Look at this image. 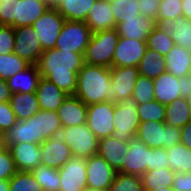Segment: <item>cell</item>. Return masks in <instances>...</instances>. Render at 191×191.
Instances as JSON below:
<instances>
[{
    "label": "cell",
    "instance_id": "1",
    "mask_svg": "<svg viewBox=\"0 0 191 191\" xmlns=\"http://www.w3.org/2000/svg\"><path fill=\"white\" fill-rule=\"evenodd\" d=\"M85 64L84 55L56 48L43 51L37 64L41 77L53 82L68 95L77 89L78 72Z\"/></svg>",
    "mask_w": 191,
    "mask_h": 191
},
{
    "label": "cell",
    "instance_id": "2",
    "mask_svg": "<svg viewBox=\"0 0 191 191\" xmlns=\"http://www.w3.org/2000/svg\"><path fill=\"white\" fill-rule=\"evenodd\" d=\"M74 95L87 106L102 102L118 103V96L111 83L110 68L85 63L78 72L77 89Z\"/></svg>",
    "mask_w": 191,
    "mask_h": 191
},
{
    "label": "cell",
    "instance_id": "3",
    "mask_svg": "<svg viewBox=\"0 0 191 191\" xmlns=\"http://www.w3.org/2000/svg\"><path fill=\"white\" fill-rule=\"evenodd\" d=\"M119 37L116 28L92 34L84 53L85 63L108 68L113 67V55Z\"/></svg>",
    "mask_w": 191,
    "mask_h": 191
},
{
    "label": "cell",
    "instance_id": "4",
    "mask_svg": "<svg viewBox=\"0 0 191 191\" xmlns=\"http://www.w3.org/2000/svg\"><path fill=\"white\" fill-rule=\"evenodd\" d=\"M135 136L148 147L167 149L180 142V128L164 122L145 121L140 122Z\"/></svg>",
    "mask_w": 191,
    "mask_h": 191
},
{
    "label": "cell",
    "instance_id": "5",
    "mask_svg": "<svg viewBox=\"0 0 191 191\" xmlns=\"http://www.w3.org/2000/svg\"><path fill=\"white\" fill-rule=\"evenodd\" d=\"M59 136L70 147L73 156L87 159L98 153L99 139L86 124L62 127Z\"/></svg>",
    "mask_w": 191,
    "mask_h": 191
},
{
    "label": "cell",
    "instance_id": "6",
    "mask_svg": "<svg viewBox=\"0 0 191 191\" xmlns=\"http://www.w3.org/2000/svg\"><path fill=\"white\" fill-rule=\"evenodd\" d=\"M91 35L86 22L65 20L54 48L84 55Z\"/></svg>",
    "mask_w": 191,
    "mask_h": 191
},
{
    "label": "cell",
    "instance_id": "7",
    "mask_svg": "<svg viewBox=\"0 0 191 191\" xmlns=\"http://www.w3.org/2000/svg\"><path fill=\"white\" fill-rule=\"evenodd\" d=\"M135 100L131 97L114 106V130L112 136L128 142L135 137L140 120Z\"/></svg>",
    "mask_w": 191,
    "mask_h": 191
},
{
    "label": "cell",
    "instance_id": "8",
    "mask_svg": "<svg viewBox=\"0 0 191 191\" xmlns=\"http://www.w3.org/2000/svg\"><path fill=\"white\" fill-rule=\"evenodd\" d=\"M115 103L102 102L87 106L86 125L98 139L112 136Z\"/></svg>",
    "mask_w": 191,
    "mask_h": 191
},
{
    "label": "cell",
    "instance_id": "9",
    "mask_svg": "<svg viewBox=\"0 0 191 191\" xmlns=\"http://www.w3.org/2000/svg\"><path fill=\"white\" fill-rule=\"evenodd\" d=\"M148 171H150V147L135 136L128 141V153L124 156L122 167L117 172L141 177Z\"/></svg>",
    "mask_w": 191,
    "mask_h": 191
},
{
    "label": "cell",
    "instance_id": "10",
    "mask_svg": "<svg viewBox=\"0 0 191 191\" xmlns=\"http://www.w3.org/2000/svg\"><path fill=\"white\" fill-rule=\"evenodd\" d=\"M65 19L54 8L50 7L40 18H38L32 27L38 34V40L43 51L53 49L62 29Z\"/></svg>",
    "mask_w": 191,
    "mask_h": 191
},
{
    "label": "cell",
    "instance_id": "11",
    "mask_svg": "<svg viewBox=\"0 0 191 191\" xmlns=\"http://www.w3.org/2000/svg\"><path fill=\"white\" fill-rule=\"evenodd\" d=\"M14 31L15 41L13 53L26 60L29 64L37 65L43 49L36 31L32 26L17 27L14 28Z\"/></svg>",
    "mask_w": 191,
    "mask_h": 191
},
{
    "label": "cell",
    "instance_id": "12",
    "mask_svg": "<svg viewBox=\"0 0 191 191\" xmlns=\"http://www.w3.org/2000/svg\"><path fill=\"white\" fill-rule=\"evenodd\" d=\"M60 191H83L87 187L86 160L79 156H72L61 169Z\"/></svg>",
    "mask_w": 191,
    "mask_h": 191
},
{
    "label": "cell",
    "instance_id": "13",
    "mask_svg": "<svg viewBox=\"0 0 191 191\" xmlns=\"http://www.w3.org/2000/svg\"><path fill=\"white\" fill-rule=\"evenodd\" d=\"M86 160L87 187L108 191L117 171L98 154Z\"/></svg>",
    "mask_w": 191,
    "mask_h": 191
},
{
    "label": "cell",
    "instance_id": "14",
    "mask_svg": "<svg viewBox=\"0 0 191 191\" xmlns=\"http://www.w3.org/2000/svg\"><path fill=\"white\" fill-rule=\"evenodd\" d=\"M146 49V41L119 37L113 55V67H138Z\"/></svg>",
    "mask_w": 191,
    "mask_h": 191
},
{
    "label": "cell",
    "instance_id": "15",
    "mask_svg": "<svg viewBox=\"0 0 191 191\" xmlns=\"http://www.w3.org/2000/svg\"><path fill=\"white\" fill-rule=\"evenodd\" d=\"M17 171L31 172L42 164L41 144L16 143L9 147Z\"/></svg>",
    "mask_w": 191,
    "mask_h": 191
},
{
    "label": "cell",
    "instance_id": "16",
    "mask_svg": "<svg viewBox=\"0 0 191 191\" xmlns=\"http://www.w3.org/2000/svg\"><path fill=\"white\" fill-rule=\"evenodd\" d=\"M156 27L165 35L170 34L176 46L191 50V20L184 15L177 19H157Z\"/></svg>",
    "mask_w": 191,
    "mask_h": 191
},
{
    "label": "cell",
    "instance_id": "17",
    "mask_svg": "<svg viewBox=\"0 0 191 191\" xmlns=\"http://www.w3.org/2000/svg\"><path fill=\"white\" fill-rule=\"evenodd\" d=\"M41 153L42 164L55 169H61L73 156L70 147L60 136L44 140L41 144Z\"/></svg>",
    "mask_w": 191,
    "mask_h": 191
},
{
    "label": "cell",
    "instance_id": "18",
    "mask_svg": "<svg viewBox=\"0 0 191 191\" xmlns=\"http://www.w3.org/2000/svg\"><path fill=\"white\" fill-rule=\"evenodd\" d=\"M33 129L36 144L59 136L62 126L57 111L40 110L33 116Z\"/></svg>",
    "mask_w": 191,
    "mask_h": 191
},
{
    "label": "cell",
    "instance_id": "19",
    "mask_svg": "<svg viewBox=\"0 0 191 191\" xmlns=\"http://www.w3.org/2000/svg\"><path fill=\"white\" fill-rule=\"evenodd\" d=\"M110 70L111 83L118 96V103L131 98L139 76L138 67H111Z\"/></svg>",
    "mask_w": 191,
    "mask_h": 191
},
{
    "label": "cell",
    "instance_id": "20",
    "mask_svg": "<svg viewBox=\"0 0 191 191\" xmlns=\"http://www.w3.org/2000/svg\"><path fill=\"white\" fill-rule=\"evenodd\" d=\"M57 114L62 127L83 125L87 121V105L77 96L67 95L58 108Z\"/></svg>",
    "mask_w": 191,
    "mask_h": 191
},
{
    "label": "cell",
    "instance_id": "21",
    "mask_svg": "<svg viewBox=\"0 0 191 191\" xmlns=\"http://www.w3.org/2000/svg\"><path fill=\"white\" fill-rule=\"evenodd\" d=\"M112 11L109 0H97L94 3L86 19L92 34L117 27Z\"/></svg>",
    "mask_w": 191,
    "mask_h": 191
},
{
    "label": "cell",
    "instance_id": "22",
    "mask_svg": "<svg viewBox=\"0 0 191 191\" xmlns=\"http://www.w3.org/2000/svg\"><path fill=\"white\" fill-rule=\"evenodd\" d=\"M156 22L140 14L134 18L125 19L124 22L118 23L116 30L120 37L131 40L147 41L148 35L153 31Z\"/></svg>",
    "mask_w": 191,
    "mask_h": 191
},
{
    "label": "cell",
    "instance_id": "23",
    "mask_svg": "<svg viewBox=\"0 0 191 191\" xmlns=\"http://www.w3.org/2000/svg\"><path fill=\"white\" fill-rule=\"evenodd\" d=\"M128 153V142L115 139L113 136H108L99 139L98 155L116 171L123 164L124 156Z\"/></svg>",
    "mask_w": 191,
    "mask_h": 191
},
{
    "label": "cell",
    "instance_id": "24",
    "mask_svg": "<svg viewBox=\"0 0 191 191\" xmlns=\"http://www.w3.org/2000/svg\"><path fill=\"white\" fill-rule=\"evenodd\" d=\"M154 98L162 104H169L175 99L181 98V83L178 77L165 71L153 79Z\"/></svg>",
    "mask_w": 191,
    "mask_h": 191
},
{
    "label": "cell",
    "instance_id": "25",
    "mask_svg": "<svg viewBox=\"0 0 191 191\" xmlns=\"http://www.w3.org/2000/svg\"><path fill=\"white\" fill-rule=\"evenodd\" d=\"M40 110L57 111L67 97L53 82L41 77L36 90Z\"/></svg>",
    "mask_w": 191,
    "mask_h": 191
},
{
    "label": "cell",
    "instance_id": "26",
    "mask_svg": "<svg viewBox=\"0 0 191 191\" xmlns=\"http://www.w3.org/2000/svg\"><path fill=\"white\" fill-rule=\"evenodd\" d=\"M40 78L38 66L30 64L25 70L16 73L6 81L11 93H35Z\"/></svg>",
    "mask_w": 191,
    "mask_h": 191
},
{
    "label": "cell",
    "instance_id": "27",
    "mask_svg": "<svg viewBox=\"0 0 191 191\" xmlns=\"http://www.w3.org/2000/svg\"><path fill=\"white\" fill-rule=\"evenodd\" d=\"M49 8L42 0H19L16 4V28L32 26Z\"/></svg>",
    "mask_w": 191,
    "mask_h": 191
},
{
    "label": "cell",
    "instance_id": "28",
    "mask_svg": "<svg viewBox=\"0 0 191 191\" xmlns=\"http://www.w3.org/2000/svg\"><path fill=\"white\" fill-rule=\"evenodd\" d=\"M97 0H58L54 8L69 21H84Z\"/></svg>",
    "mask_w": 191,
    "mask_h": 191
},
{
    "label": "cell",
    "instance_id": "29",
    "mask_svg": "<svg viewBox=\"0 0 191 191\" xmlns=\"http://www.w3.org/2000/svg\"><path fill=\"white\" fill-rule=\"evenodd\" d=\"M9 102L17 121L29 119L40 111L36 92L12 93Z\"/></svg>",
    "mask_w": 191,
    "mask_h": 191
},
{
    "label": "cell",
    "instance_id": "30",
    "mask_svg": "<svg viewBox=\"0 0 191 191\" xmlns=\"http://www.w3.org/2000/svg\"><path fill=\"white\" fill-rule=\"evenodd\" d=\"M166 69L175 77H183L191 74V50L188 48L174 46L165 56Z\"/></svg>",
    "mask_w": 191,
    "mask_h": 191
},
{
    "label": "cell",
    "instance_id": "31",
    "mask_svg": "<svg viewBox=\"0 0 191 191\" xmlns=\"http://www.w3.org/2000/svg\"><path fill=\"white\" fill-rule=\"evenodd\" d=\"M139 75L154 79L167 71L165 57L152 49H146L138 65Z\"/></svg>",
    "mask_w": 191,
    "mask_h": 191
},
{
    "label": "cell",
    "instance_id": "32",
    "mask_svg": "<svg viewBox=\"0 0 191 191\" xmlns=\"http://www.w3.org/2000/svg\"><path fill=\"white\" fill-rule=\"evenodd\" d=\"M191 121L187 98H178L166 105L165 124L182 128Z\"/></svg>",
    "mask_w": 191,
    "mask_h": 191
},
{
    "label": "cell",
    "instance_id": "33",
    "mask_svg": "<svg viewBox=\"0 0 191 191\" xmlns=\"http://www.w3.org/2000/svg\"><path fill=\"white\" fill-rule=\"evenodd\" d=\"M166 151L170 170L176 173L191 172V149L179 142Z\"/></svg>",
    "mask_w": 191,
    "mask_h": 191
},
{
    "label": "cell",
    "instance_id": "34",
    "mask_svg": "<svg viewBox=\"0 0 191 191\" xmlns=\"http://www.w3.org/2000/svg\"><path fill=\"white\" fill-rule=\"evenodd\" d=\"M7 146L16 143H35L33 116L26 120L16 121L12 127L5 132Z\"/></svg>",
    "mask_w": 191,
    "mask_h": 191
},
{
    "label": "cell",
    "instance_id": "35",
    "mask_svg": "<svg viewBox=\"0 0 191 191\" xmlns=\"http://www.w3.org/2000/svg\"><path fill=\"white\" fill-rule=\"evenodd\" d=\"M176 172L169 168L155 169L145 172L142 176V184L145 191L156 190V188L172 187Z\"/></svg>",
    "mask_w": 191,
    "mask_h": 191
},
{
    "label": "cell",
    "instance_id": "36",
    "mask_svg": "<svg viewBox=\"0 0 191 191\" xmlns=\"http://www.w3.org/2000/svg\"><path fill=\"white\" fill-rule=\"evenodd\" d=\"M31 172L43 191H60L61 178L58 169L41 164Z\"/></svg>",
    "mask_w": 191,
    "mask_h": 191
},
{
    "label": "cell",
    "instance_id": "37",
    "mask_svg": "<svg viewBox=\"0 0 191 191\" xmlns=\"http://www.w3.org/2000/svg\"><path fill=\"white\" fill-rule=\"evenodd\" d=\"M29 65L26 60L18 57L14 53L0 55V78L8 80L16 73L25 70Z\"/></svg>",
    "mask_w": 191,
    "mask_h": 191
},
{
    "label": "cell",
    "instance_id": "38",
    "mask_svg": "<svg viewBox=\"0 0 191 191\" xmlns=\"http://www.w3.org/2000/svg\"><path fill=\"white\" fill-rule=\"evenodd\" d=\"M140 122L145 121H165L166 105L156 100L144 104H136Z\"/></svg>",
    "mask_w": 191,
    "mask_h": 191
},
{
    "label": "cell",
    "instance_id": "39",
    "mask_svg": "<svg viewBox=\"0 0 191 191\" xmlns=\"http://www.w3.org/2000/svg\"><path fill=\"white\" fill-rule=\"evenodd\" d=\"M147 48L157 51L162 56H166L175 46L170 34L165 35L155 26L147 37Z\"/></svg>",
    "mask_w": 191,
    "mask_h": 191
},
{
    "label": "cell",
    "instance_id": "40",
    "mask_svg": "<svg viewBox=\"0 0 191 191\" xmlns=\"http://www.w3.org/2000/svg\"><path fill=\"white\" fill-rule=\"evenodd\" d=\"M110 7L113 10L112 13L117 24L140 14L139 5L136 0L110 1Z\"/></svg>",
    "mask_w": 191,
    "mask_h": 191
},
{
    "label": "cell",
    "instance_id": "41",
    "mask_svg": "<svg viewBox=\"0 0 191 191\" xmlns=\"http://www.w3.org/2000/svg\"><path fill=\"white\" fill-rule=\"evenodd\" d=\"M108 191H145L139 176L117 172Z\"/></svg>",
    "mask_w": 191,
    "mask_h": 191
},
{
    "label": "cell",
    "instance_id": "42",
    "mask_svg": "<svg viewBox=\"0 0 191 191\" xmlns=\"http://www.w3.org/2000/svg\"><path fill=\"white\" fill-rule=\"evenodd\" d=\"M10 191H43L32 172L17 171L9 180Z\"/></svg>",
    "mask_w": 191,
    "mask_h": 191
},
{
    "label": "cell",
    "instance_id": "43",
    "mask_svg": "<svg viewBox=\"0 0 191 191\" xmlns=\"http://www.w3.org/2000/svg\"><path fill=\"white\" fill-rule=\"evenodd\" d=\"M132 98L135 100L136 104H144L155 100L153 79L139 75Z\"/></svg>",
    "mask_w": 191,
    "mask_h": 191
},
{
    "label": "cell",
    "instance_id": "44",
    "mask_svg": "<svg viewBox=\"0 0 191 191\" xmlns=\"http://www.w3.org/2000/svg\"><path fill=\"white\" fill-rule=\"evenodd\" d=\"M157 13V19H177L183 15L182 0H161Z\"/></svg>",
    "mask_w": 191,
    "mask_h": 191
},
{
    "label": "cell",
    "instance_id": "45",
    "mask_svg": "<svg viewBox=\"0 0 191 191\" xmlns=\"http://www.w3.org/2000/svg\"><path fill=\"white\" fill-rule=\"evenodd\" d=\"M19 0H0V25L16 28V4Z\"/></svg>",
    "mask_w": 191,
    "mask_h": 191
},
{
    "label": "cell",
    "instance_id": "46",
    "mask_svg": "<svg viewBox=\"0 0 191 191\" xmlns=\"http://www.w3.org/2000/svg\"><path fill=\"white\" fill-rule=\"evenodd\" d=\"M16 173L17 169L9 148L0 152V180H10Z\"/></svg>",
    "mask_w": 191,
    "mask_h": 191
},
{
    "label": "cell",
    "instance_id": "47",
    "mask_svg": "<svg viewBox=\"0 0 191 191\" xmlns=\"http://www.w3.org/2000/svg\"><path fill=\"white\" fill-rule=\"evenodd\" d=\"M15 31L12 26L0 25V55L13 53Z\"/></svg>",
    "mask_w": 191,
    "mask_h": 191
},
{
    "label": "cell",
    "instance_id": "48",
    "mask_svg": "<svg viewBox=\"0 0 191 191\" xmlns=\"http://www.w3.org/2000/svg\"><path fill=\"white\" fill-rule=\"evenodd\" d=\"M16 121L10 102H0V132L8 131Z\"/></svg>",
    "mask_w": 191,
    "mask_h": 191
},
{
    "label": "cell",
    "instance_id": "49",
    "mask_svg": "<svg viewBox=\"0 0 191 191\" xmlns=\"http://www.w3.org/2000/svg\"><path fill=\"white\" fill-rule=\"evenodd\" d=\"M167 151L164 148L153 149L150 147V171L169 168Z\"/></svg>",
    "mask_w": 191,
    "mask_h": 191
},
{
    "label": "cell",
    "instance_id": "50",
    "mask_svg": "<svg viewBox=\"0 0 191 191\" xmlns=\"http://www.w3.org/2000/svg\"><path fill=\"white\" fill-rule=\"evenodd\" d=\"M139 5L140 15L157 21V9L160 6L161 0H136Z\"/></svg>",
    "mask_w": 191,
    "mask_h": 191
},
{
    "label": "cell",
    "instance_id": "51",
    "mask_svg": "<svg viewBox=\"0 0 191 191\" xmlns=\"http://www.w3.org/2000/svg\"><path fill=\"white\" fill-rule=\"evenodd\" d=\"M172 188L174 191H191V172L176 173Z\"/></svg>",
    "mask_w": 191,
    "mask_h": 191
},
{
    "label": "cell",
    "instance_id": "52",
    "mask_svg": "<svg viewBox=\"0 0 191 191\" xmlns=\"http://www.w3.org/2000/svg\"><path fill=\"white\" fill-rule=\"evenodd\" d=\"M180 142L191 149V121L180 128Z\"/></svg>",
    "mask_w": 191,
    "mask_h": 191
},
{
    "label": "cell",
    "instance_id": "53",
    "mask_svg": "<svg viewBox=\"0 0 191 191\" xmlns=\"http://www.w3.org/2000/svg\"><path fill=\"white\" fill-rule=\"evenodd\" d=\"M181 83V97L188 98L191 95V74L184 75L183 77H178Z\"/></svg>",
    "mask_w": 191,
    "mask_h": 191
},
{
    "label": "cell",
    "instance_id": "54",
    "mask_svg": "<svg viewBox=\"0 0 191 191\" xmlns=\"http://www.w3.org/2000/svg\"><path fill=\"white\" fill-rule=\"evenodd\" d=\"M11 94L7 81L0 78V102H9Z\"/></svg>",
    "mask_w": 191,
    "mask_h": 191
},
{
    "label": "cell",
    "instance_id": "55",
    "mask_svg": "<svg viewBox=\"0 0 191 191\" xmlns=\"http://www.w3.org/2000/svg\"><path fill=\"white\" fill-rule=\"evenodd\" d=\"M183 15L191 20V0H182Z\"/></svg>",
    "mask_w": 191,
    "mask_h": 191
},
{
    "label": "cell",
    "instance_id": "56",
    "mask_svg": "<svg viewBox=\"0 0 191 191\" xmlns=\"http://www.w3.org/2000/svg\"><path fill=\"white\" fill-rule=\"evenodd\" d=\"M6 149H8V146H7L6 139H5V133L0 132V152L4 151Z\"/></svg>",
    "mask_w": 191,
    "mask_h": 191
},
{
    "label": "cell",
    "instance_id": "57",
    "mask_svg": "<svg viewBox=\"0 0 191 191\" xmlns=\"http://www.w3.org/2000/svg\"><path fill=\"white\" fill-rule=\"evenodd\" d=\"M0 191H10L9 180H0Z\"/></svg>",
    "mask_w": 191,
    "mask_h": 191
},
{
    "label": "cell",
    "instance_id": "58",
    "mask_svg": "<svg viewBox=\"0 0 191 191\" xmlns=\"http://www.w3.org/2000/svg\"><path fill=\"white\" fill-rule=\"evenodd\" d=\"M44 1L46 4H48L50 7H54L55 4L58 2V0H42Z\"/></svg>",
    "mask_w": 191,
    "mask_h": 191
},
{
    "label": "cell",
    "instance_id": "59",
    "mask_svg": "<svg viewBox=\"0 0 191 191\" xmlns=\"http://www.w3.org/2000/svg\"><path fill=\"white\" fill-rule=\"evenodd\" d=\"M151 191H174L172 187H166V188H156V190H151Z\"/></svg>",
    "mask_w": 191,
    "mask_h": 191
},
{
    "label": "cell",
    "instance_id": "60",
    "mask_svg": "<svg viewBox=\"0 0 191 191\" xmlns=\"http://www.w3.org/2000/svg\"><path fill=\"white\" fill-rule=\"evenodd\" d=\"M83 191H104V190H99V189H94V188L86 187Z\"/></svg>",
    "mask_w": 191,
    "mask_h": 191
},
{
    "label": "cell",
    "instance_id": "61",
    "mask_svg": "<svg viewBox=\"0 0 191 191\" xmlns=\"http://www.w3.org/2000/svg\"><path fill=\"white\" fill-rule=\"evenodd\" d=\"M187 101H188L189 110H190V113H191V95H190V97L187 98Z\"/></svg>",
    "mask_w": 191,
    "mask_h": 191
}]
</instances>
